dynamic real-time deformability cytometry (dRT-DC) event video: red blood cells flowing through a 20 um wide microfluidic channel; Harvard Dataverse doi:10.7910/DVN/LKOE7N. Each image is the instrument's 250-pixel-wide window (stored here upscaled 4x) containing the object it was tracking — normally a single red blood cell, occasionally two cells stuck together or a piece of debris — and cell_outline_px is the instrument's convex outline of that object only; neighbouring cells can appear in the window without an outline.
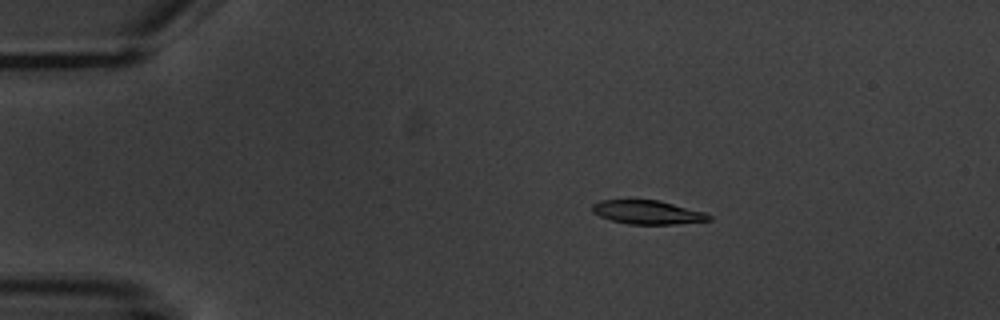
{"species": "common noctule bat (a hibernating species)", "species_latin": "Nyctalus noctula", "temperature_condition": "warm", "stored_images_in_passage": 4, "camera_frame_rate_fps": 3000, "um_per_image_px": 0.085, "animal": {"sex": "male", "body_mass_g": 20.1, "forearm_length_mm": 53.5}, "frame": {"image": 1, "passage_image": 2, "time_ms": 2.667, "image_size_px": [1000, 320], "cell_outline_px": [[712, 220], [676, 224], [628, 224], [612, 220], [600, 216], [592, 212], [592, 204], [600, 200], [660, 200], [704, 212], [712, 216]], "centroid_in_image_um": [55.05, 18.04], "position_along_channel_um": 30.0, "area_um2": 16.13}}
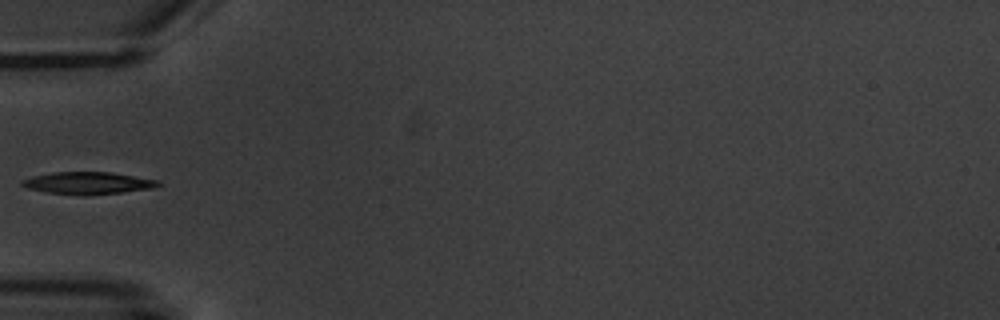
{"frame": {"image": 2, "passage_image": 4, "time_ms": 5.667, "image_size_px": [1000, 320], "cell_outline_px": [[160, 184], [152, 188], [120, 192], [84, 196], [48, 192], [28, 188], [20, 184], [20, 180], [32, 176], [52, 172], [108, 172], [160, 180]], "centroid_in_image_um": [7.43, 15.56], "position_along_channel_um": 77.6, "area_um2": 17.51}}